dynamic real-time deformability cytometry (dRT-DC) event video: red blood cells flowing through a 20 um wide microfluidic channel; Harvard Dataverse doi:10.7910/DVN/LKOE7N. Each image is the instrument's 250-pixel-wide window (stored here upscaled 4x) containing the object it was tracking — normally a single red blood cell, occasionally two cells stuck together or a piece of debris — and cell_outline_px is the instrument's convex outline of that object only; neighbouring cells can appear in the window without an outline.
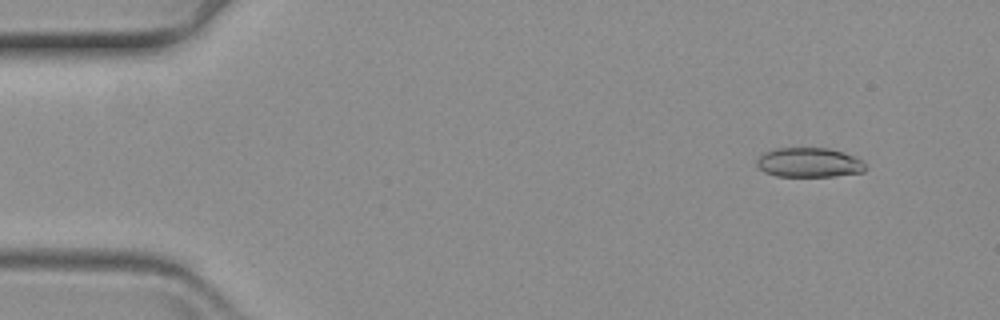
{"species": "common noctule bat (a hibernating species)", "species_latin": "Nyctalus noctula", "temperature_condition": "warm", "stored_images_in_passage": 61, "camera_frame_rate_fps": 3000, "um_per_image_px": 0.085, "animal": {"sex": "female", "body_mass_g": 19.3, "forearm_length_mm": 54.1}, "frame": {"image": 1, "passage_image": 6, "time_ms": 1.667, "image_size_px": [1000, 320], "cell_outline_px": [[868, 168], [864, 172], [832, 176], [776, 176], [764, 172], [756, 164], [756, 160], [764, 152], [776, 148], [828, 148], [844, 152], [860, 160]], "centroid_in_image_um": [68.76, 13.81], "position_along_channel_um": 16.2, "area_um2": 18.67}}
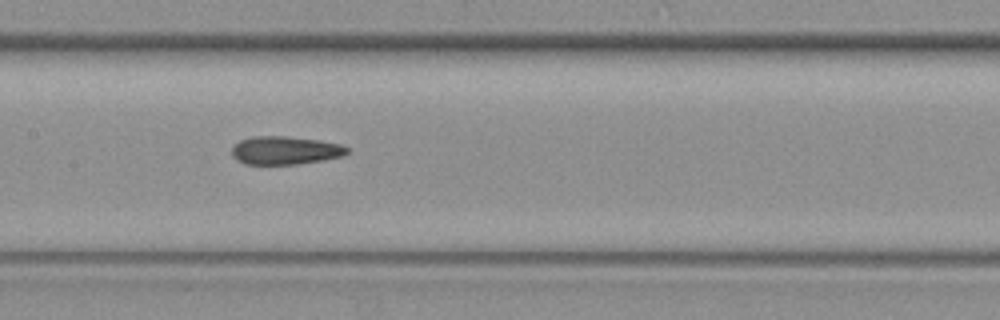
{"frame": {"image": 2, "passage_image": 30, "time_ms": 9.667, "image_size_px": [1000, 320], "cell_outline_px": [[348, 152], [344, 156], [324, 160], [296, 164], [244, 164], [236, 160], [232, 156], [232, 144], [240, 140], [252, 136], [284, 136], [320, 140], [340, 144], [348, 148]], "centroid_in_image_um": [24.21, 12.78], "position_along_channel_um": 183.2, "area_um2": 19.13}}
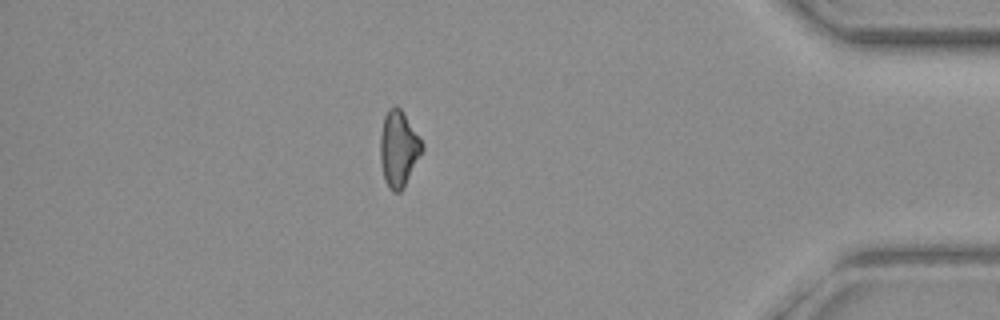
{"frame": {"image": 3, "passage_image": 53, "time_ms": 17.333, "image_size_px": [1000, 320], "cell_outline_px": [[424, 148], [404, 188], [400, 192], [392, 192], [388, 188], [384, 180], [380, 160], [380, 136], [384, 116], [388, 108], [396, 104], [400, 108], [420, 140]], "centroid_in_image_um": [33.85, 12.68], "position_along_channel_um": 401.4, "area_um2": 18.44}}